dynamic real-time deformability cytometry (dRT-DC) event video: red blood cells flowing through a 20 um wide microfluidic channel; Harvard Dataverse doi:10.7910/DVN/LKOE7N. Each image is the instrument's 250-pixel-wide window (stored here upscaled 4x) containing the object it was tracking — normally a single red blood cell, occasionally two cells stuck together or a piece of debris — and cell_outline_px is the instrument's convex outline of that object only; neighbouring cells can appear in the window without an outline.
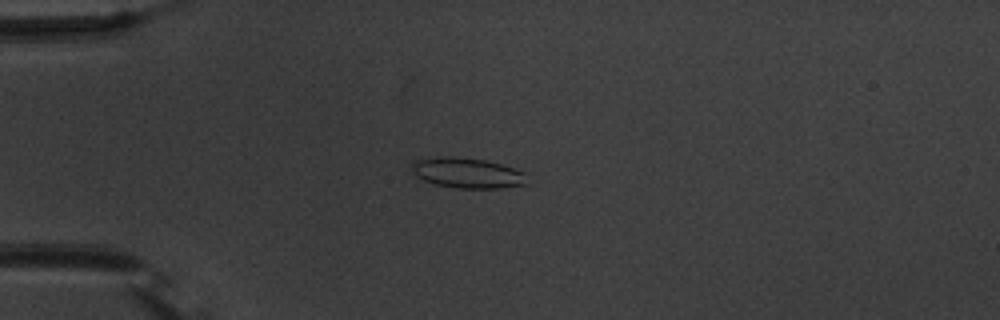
{"species": "common noctule bat (a hibernating species)", "species_latin": "Nyctalus noctula", "temperature_condition": "warm", "stored_images_in_passage": 54, "camera_frame_rate_fps": 3000, "um_per_image_px": 0.085, "animal": {"sex": "male", "body_mass_g": 20.1, "forearm_length_mm": 53.5}, "frame": {"image": 1, "passage_image": 15, "time_ms": 4.667, "image_size_px": [1000, 320], "cell_outline_px": [[528, 184], [500, 188], [456, 188], [436, 184], [424, 180], [416, 176], [412, 172], [412, 164], [416, 160], [436, 156], [452, 156], [488, 160], [524, 172]], "centroid_in_image_um": [39.71, 14.69], "position_along_channel_um": 45.3, "area_um2": 20.4}}
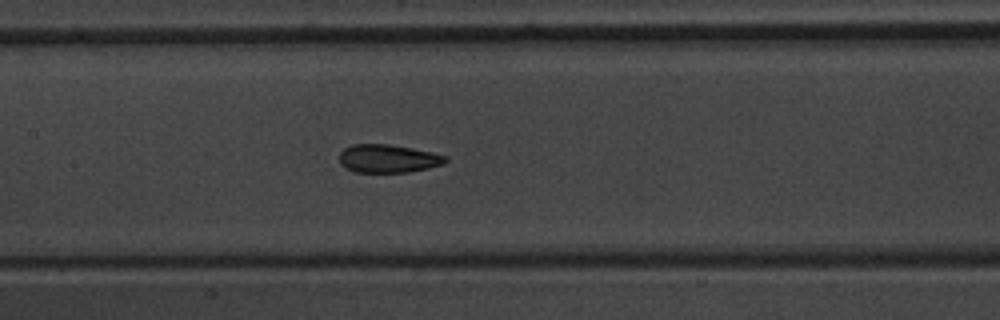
{"frame": {"image": 2, "passage_image": 27, "time_ms": 8.667, "image_size_px": [1000, 320], "cell_outline_px": [[448, 160], [444, 164], [428, 168], [408, 172], [356, 172], [340, 164], [340, 152], [344, 148], [352, 144], [388, 144], [412, 148], [432, 152], [448, 156]], "centroid_in_image_um": [33.01, 13.47], "position_along_channel_um": 174.4, "area_um2": 17.46}}
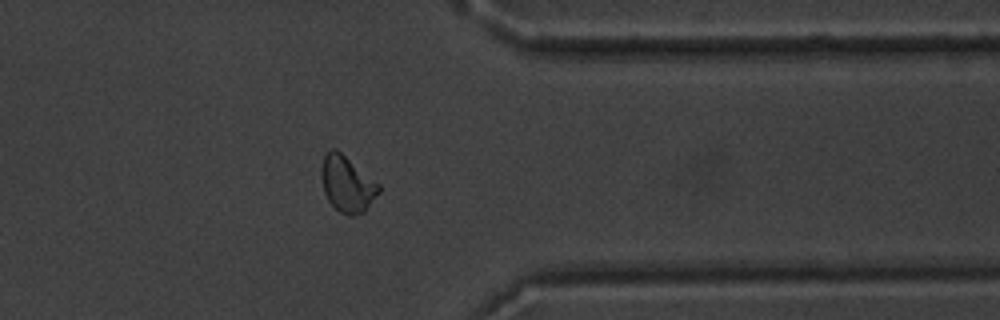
{"frame": {"image": 3, "passage_image": 44, "time_ms": 14.333, "image_size_px": [1000, 320], "cell_outline_px": [[380, 192], [364, 212], [352, 216], [348, 216], [340, 212], [328, 200], [324, 192], [320, 176], [320, 168], [324, 156], [332, 148], [336, 148], [380, 184]], "centroid_in_image_um": [29.5, 15.64], "position_along_channel_um": 381.9, "area_um2": 18.84}, "authors_computed_cell_mechanics": {"area_um2": 18.8139, "velocity_mm_per_s": 3.7999, "shape_relaxation_time_tau1_ms": 3.2303, "shape_relaxation_time_tau2_ms": 1.7391, "deformation_change_tau1": 0.1249, "deformation_change_tau2": 0.0749}}